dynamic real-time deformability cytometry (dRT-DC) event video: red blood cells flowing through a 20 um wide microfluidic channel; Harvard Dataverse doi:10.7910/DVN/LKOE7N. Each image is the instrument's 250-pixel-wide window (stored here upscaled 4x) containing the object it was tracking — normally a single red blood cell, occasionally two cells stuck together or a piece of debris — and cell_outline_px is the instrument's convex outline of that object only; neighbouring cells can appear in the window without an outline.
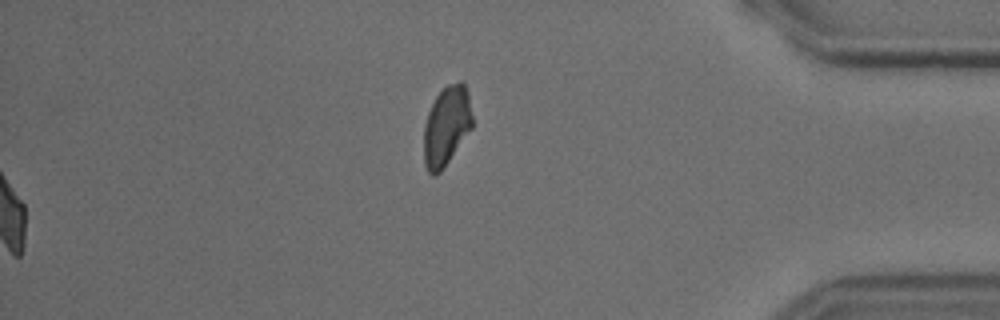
{"species": "common noctule bat (a hibernating species)", "species_latin": "Nyctalus noctula", "temperature_condition": "cold", "stored_images_in_passage": 49, "segment_of_instrument_passage": [2, 2], "camera_frame_rate_fps": 3000, "um_per_image_px": 0.085, "animal": {"sex": "male", "body_mass_g": 18.8}, "frame": {"image": 1, "passage_image": 49, "time_ms": 16.0, "image_size_px": [1000, 320], "cell_outline_px": [[472, 128], [440, 172], [436, 176], [432, 176], [428, 172], [424, 164], [424, 124], [428, 112], [436, 96], [448, 84], [460, 80], [464, 84], [468, 92], [472, 116]], "centroid_in_image_um": [37.94, 10.71], "position_along_channel_um": 397.3, "area_um2": 22.43}}